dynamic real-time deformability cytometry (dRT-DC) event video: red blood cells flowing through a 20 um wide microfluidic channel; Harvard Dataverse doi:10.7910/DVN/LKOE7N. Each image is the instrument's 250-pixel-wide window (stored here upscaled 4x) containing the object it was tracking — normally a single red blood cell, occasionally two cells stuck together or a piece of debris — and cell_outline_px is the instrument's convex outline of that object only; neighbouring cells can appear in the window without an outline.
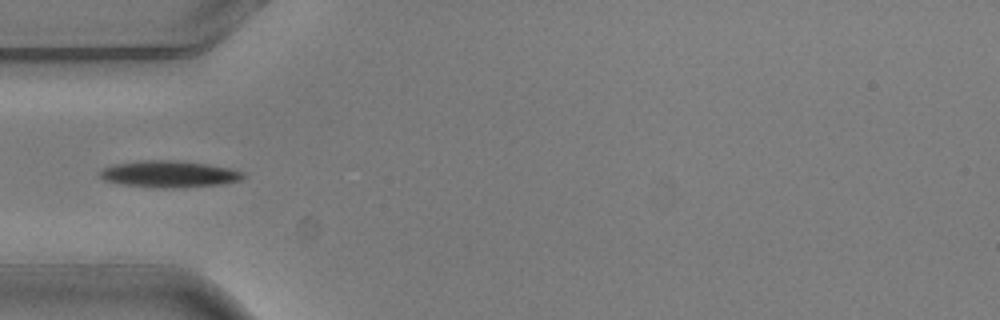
{"species": "common noctule bat (a hibernating species)", "species_latin": "Nyctalus noctula", "temperature_condition": "warm", "stored_images_in_passage": 4, "camera_frame_rate_fps": 3000, "um_per_image_px": 0.085, "animal": {"sex": "male", "body_mass_g": 20.5, "forearm_length_mm": 52.5}, "frame": {"image": 1, "passage_image": 4, "time_ms": 1.0, "image_size_px": [1000, 320], "cell_outline_px": [[244, 176], [240, 180], [224, 184], [184, 188], [156, 188], [120, 184], [104, 180], [96, 172], [100, 168], [112, 164], [136, 160], [176, 160], [208, 164], [228, 168], [244, 172]], "centroid_in_image_um": [14.31, 14.79], "position_along_channel_um": 70.7, "area_um2": 22.83}}